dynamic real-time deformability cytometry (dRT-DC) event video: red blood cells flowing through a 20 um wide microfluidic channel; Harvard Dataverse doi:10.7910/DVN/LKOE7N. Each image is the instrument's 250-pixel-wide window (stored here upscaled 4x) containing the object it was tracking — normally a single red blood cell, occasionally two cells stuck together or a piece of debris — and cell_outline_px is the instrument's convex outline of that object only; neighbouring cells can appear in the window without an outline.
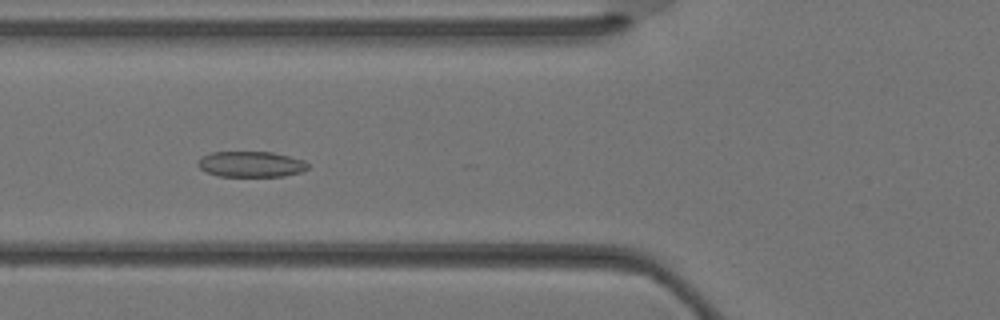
{"species": "Egyptian fruit bat (a non-hibernating species)", "species_latin": "Rousettus aegyptiacus", "temperature_condition": "warm", "stored_images_in_passage": 29, "camera_frame_rate_fps": 3000, "um_per_image_px": 0.085, "animal": {"sex": "female"}, "frame": {"image": 1, "passage_image": 5, "time_ms": 1.333, "image_size_px": [1000, 320], "cell_outline_px": [[308, 168], [300, 172], [284, 176], [220, 176], [204, 172], [196, 164], [196, 160], [200, 156], [212, 152], [272, 152], [304, 160], [308, 164]], "centroid_in_image_um": [21.27, 13.95], "position_along_channel_um": 104.5, "area_um2": 16.59}}
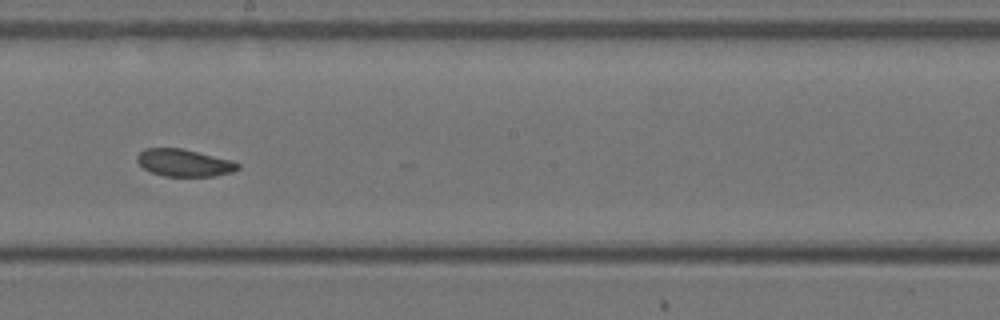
{"frame": {"image": 2, "passage_image": 12, "time_ms": 3.667, "image_size_px": [1000, 320], "cell_outline_px": [[240, 168], [232, 172], [216, 176], [164, 176], [152, 172], [144, 168], [136, 160], [136, 156], [144, 148], [184, 148], [232, 160], [240, 164]], "centroid_in_image_um": [15.67, 13.83], "position_along_channel_um": 232.5, "area_um2": 16.13}}
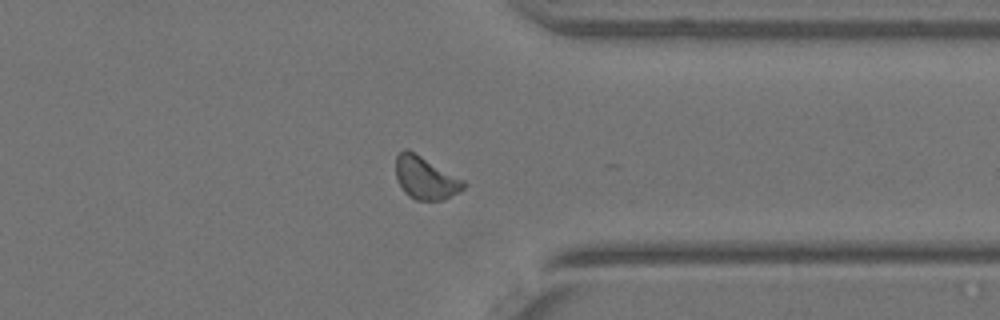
{"frame": {"image": 3, "passage_image": 20, "time_ms": 6.333, "image_size_px": [1000, 320], "cell_outline_px": [[468, 184], [464, 188], [440, 200], [416, 200], [408, 196], [404, 192], [396, 176], [396, 156], [404, 148], [408, 148], [464, 180]], "centroid_in_image_um": [36.14, 15.1], "position_along_channel_um": 375.3, "area_um2": 16.7}}